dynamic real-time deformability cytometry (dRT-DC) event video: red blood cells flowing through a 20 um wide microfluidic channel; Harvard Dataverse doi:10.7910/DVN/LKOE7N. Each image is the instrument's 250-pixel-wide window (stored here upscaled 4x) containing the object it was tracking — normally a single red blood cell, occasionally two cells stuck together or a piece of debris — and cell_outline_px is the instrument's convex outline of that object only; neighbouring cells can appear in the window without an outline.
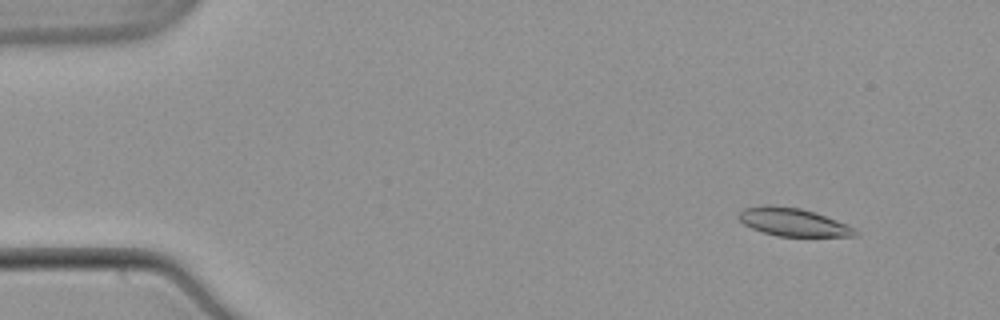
{"species": "common noctule bat (a hibernating species)", "species_latin": "Nyctalus noctula", "temperature_condition": "warm", "stored_images_in_passage": 55, "segment_of_instrument_passage": [1, 2], "camera_frame_rate_fps": 3000, "um_per_image_px": 0.085, "animal": {"sex": "male", "body_mass_g": 21.5, "forearm_length_mm": 52.0}, "frame": {"image": 1, "passage_image": 6, "time_ms": 1.667, "image_size_px": [1000, 320], "cell_outline_px": [[860, 232], [856, 236], [776, 236], [752, 228], [744, 224], [740, 220], [740, 212], [744, 208], [764, 204], [772, 204], [800, 208], [836, 220], [856, 228]], "centroid_in_image_um": [67.42, 18.87], "position_along_channel_um": 17.6, "area_um2": 18.9}}
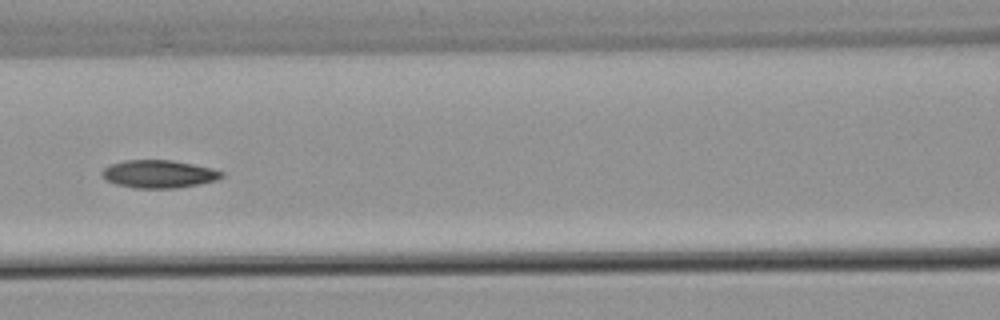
{"frame": {"image": 2, "passage_image": 25, "time_ms": 8.0, "image_size_px": [1000, 320], "cell_outline_px": [[224, 176], [216, 180], [200, 184], [176, 188], [136, 188], [116, 184], [104, 180], [100, 176], [100, 172], [108, 164], [124, 160], [172, 160], [212, 168], [224, 172]], "centroid_in_image_um": [13.45, 14.79], "position_along_channel_um": 153.1, "area_um2": 19.65}}
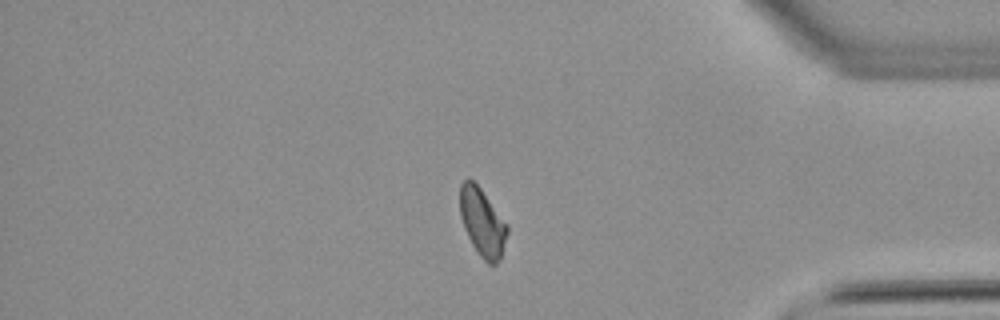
{"frame": {"image": 3, "passage_image": 46, "time_ms": 15.0, "image_size_px": [1000, 320], "cell_outline_px": [[508, 232], [500, 260], [496, 264], [488, 264], [480, 256], [472, 244], [464, 228], [460, 216], [460, 184], [464, 180], [472, 180], [480, 188], [508, 224]], "centroid_in_image_um": [41.01, 18.92], "position_along_channel_um": 394.2, "area_um2": 18.61}}